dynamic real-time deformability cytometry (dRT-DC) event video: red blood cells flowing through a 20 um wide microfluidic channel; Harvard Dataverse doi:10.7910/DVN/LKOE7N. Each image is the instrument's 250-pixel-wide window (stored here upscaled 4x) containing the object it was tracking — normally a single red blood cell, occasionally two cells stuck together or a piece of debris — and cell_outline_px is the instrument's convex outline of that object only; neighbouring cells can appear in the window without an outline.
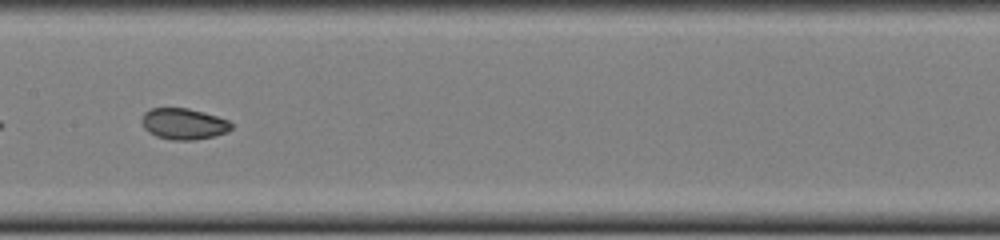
{"species": "common noctule bat (a hibernating species)", "species_latin": "Nyctalus noctula", "temperature_condition": "cold", "stored_images_in_passage": 30, "camera_frame_rate_fps": 3000, "um_per_image_px": 0.085, "animal": {"sex": "female", "body_mass_g": 22.0, "forearm_length_mm": 56.7}, "frame": {"image": 1, "passage_image": 26, "time_ms": 8.333, "image_size_px": [1000, 240], "cell_outline_px": [[232, 128], [228, 132], [216, 136], [196, 140], [172, 140], [156, 136], [148, 132], [144, 128], [144, 112], [152, 108], [188, 108], [204, 112], [228, 120], [232, 124]], "centroid_in_image_um": [15.66, 10.54], "position_along_channel_um": 191.7, "area_um2": 16.24}}